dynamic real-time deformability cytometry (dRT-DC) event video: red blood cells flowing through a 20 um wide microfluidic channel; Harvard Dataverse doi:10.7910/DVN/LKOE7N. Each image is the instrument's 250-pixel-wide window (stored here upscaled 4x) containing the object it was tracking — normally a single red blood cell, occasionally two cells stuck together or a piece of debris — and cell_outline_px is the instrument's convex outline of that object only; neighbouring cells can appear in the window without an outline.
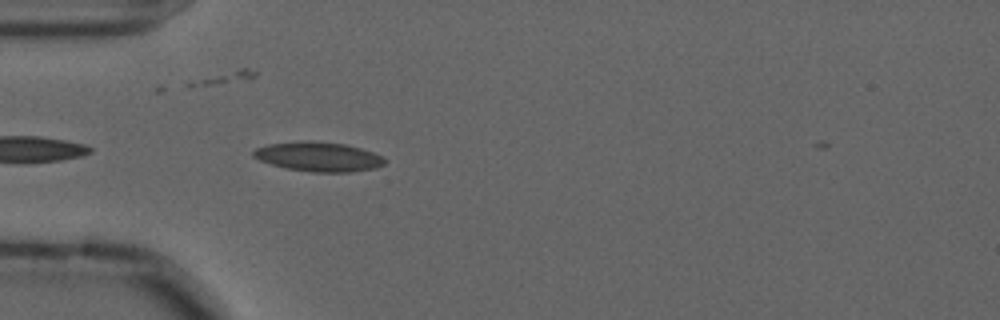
{"species": "common noctule bat (a hibernating species)", "species_latin": "Nyctalus noctula", "temperature_condition": "cold", "stored_images_in_passage": 3, "camera_frame_rate_fps": 3000, "um_per_image_px": 0.085, "animal": {"sex": "male", "forearm_length_mm": 52.5}, "frame": {"image": 1, "passage_image": 2, "time_ms": 0.333, "image_size_px": [1000, 320], "cell_outline_px": [[388, 160], [384, 164], [376, 168], [352, 172], [312, 172], [284, 168], [260, 160], [252, 156], [252, 152], [256, 148], [268, 144], [344, 144], [360, 148], [384, 156]], "centroid_in_image_um": [27.15, 13.38], "position_along_channel_um": 57.8, "area_um2": 21.56}}